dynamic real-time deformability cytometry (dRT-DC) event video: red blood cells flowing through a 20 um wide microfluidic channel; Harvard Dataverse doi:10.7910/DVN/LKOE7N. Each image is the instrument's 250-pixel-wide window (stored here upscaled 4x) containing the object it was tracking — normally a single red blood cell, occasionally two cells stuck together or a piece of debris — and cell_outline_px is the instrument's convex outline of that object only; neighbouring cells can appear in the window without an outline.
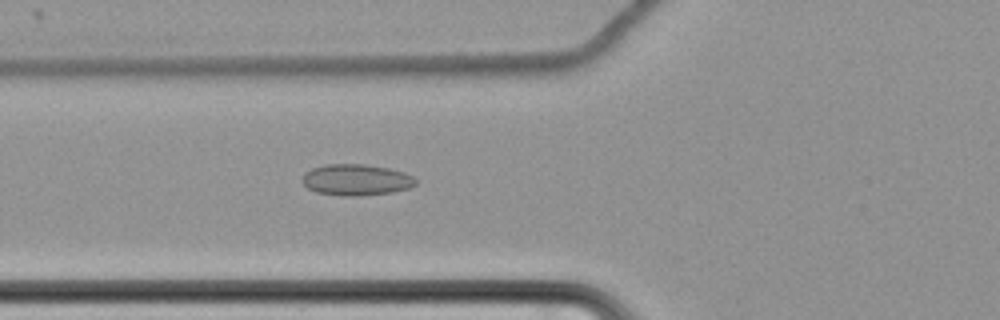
{"species": "common noctule bat (a hibernating species)", "species_latin": "Nyctalus noctula", "temperature_condition": "cold", "stored_images_in_passage": 62, "camera_frame_rate_fps": 3000, "um_per_image_px": 0.085, "animal": {"sex": "female", "body_mass_g": 22.7, "forearm_length_mm": 54.2}, "frame": {"image": 1, "passage_image": 25, "time_ms": 8.0, "image_size_px": [1000, 320], "cell_outline_px": [[416, 184], [408, 188], [392, 192], [360, 196], [344, 196], [316, 192], [308, 188], [304, 184], [304, 172], [312, 168], [324, 164], [364, 164], [388, 168], [404, 172], [412, 176], [416, 180]], "centroid_in_image_um": [30.28, 15.28], "position_along_channel_um": 95.5, "area_um2": 20.58}}
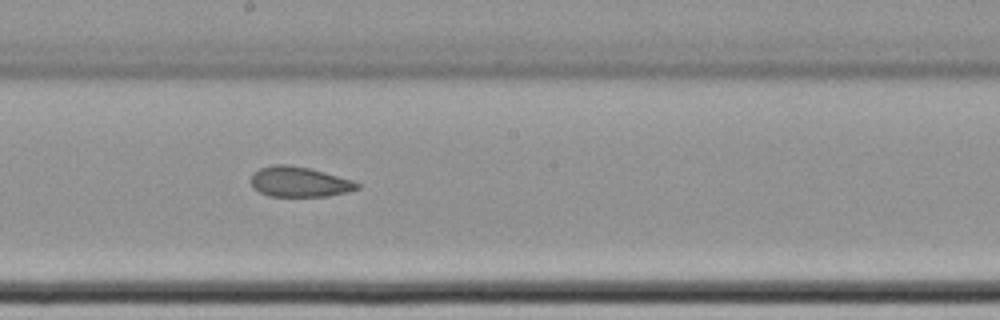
{"frame": {"image": 2, "passage_image": 36, "time_ms": 11.667, "image_size_px": [1000, 320], "cell_outline_px": [[360, 188], [348, 192], [328, 196], [268, 196], [260, 192], [252, 184], [252, 172], [260, 168], [272, 164], [288, 164], [308, 168], [324, 172], [352, 180], [360, 184]], "centroid_in_image_um": [25.45, 15.45], "position_along_channel_um": 222.7, "area_um2": 18.61}}
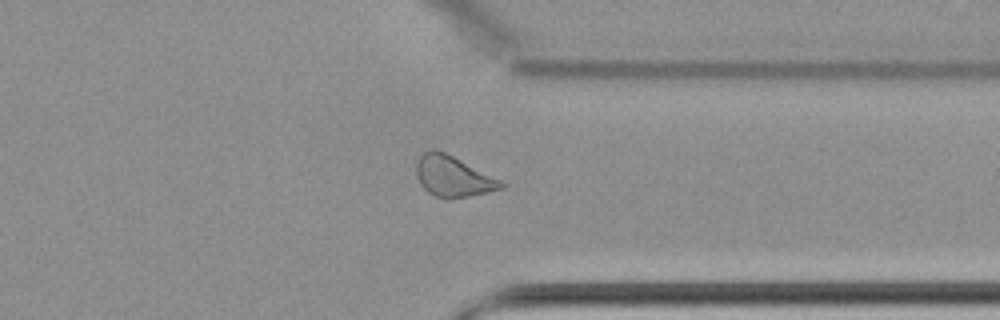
{"frame": {"image": 3, "passage_image": 49, "time_ms": 16.0, "image_size_px": [1000, 320], "cell_outline_px": [[508, 184], [504, 188], [488, 192], [448, 200], [436, 196], [428, 192], [420, 184], [416, 176], [416, 164], [420, 156], [424, 152], [432, 148], [444, 152]], "centroid_in_image_um": [38.49, 15.01], "position_along_channel_um": 372.9, "area_um2": 20.0}, "authors_computed_cell_mechanics": {"area_um2": 21.1548, "velocity_mm_per_s": 3.4681, "shape_relaxation_time_tau1_ms": null, "shape_relaxation_time_tau2_ms": 3.0656, "deformation_change_tau1": null, "deformation_change_tau2": 0.0786}}